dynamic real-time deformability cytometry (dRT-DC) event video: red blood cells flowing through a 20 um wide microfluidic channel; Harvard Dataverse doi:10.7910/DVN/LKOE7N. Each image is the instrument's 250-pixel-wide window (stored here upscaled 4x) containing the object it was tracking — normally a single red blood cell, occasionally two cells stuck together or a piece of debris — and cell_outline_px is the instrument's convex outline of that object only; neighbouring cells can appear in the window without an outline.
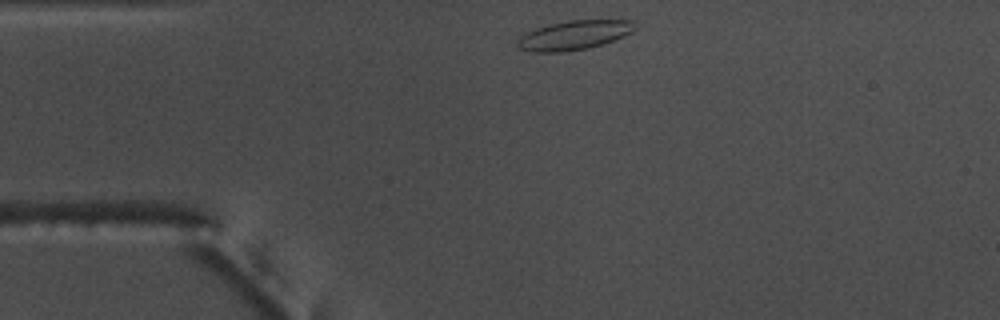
{"species": "common noctule bat (a hibernating species)", "species_latin": "Nyctalus noctula", "temperature_condition": "warm", "stored_images_in_passage": 33, "camera_frame_rate_fps": 3000, "um_per_image_px": 0.085, "animal": {"sex": "male", "body_mass_g": 17.5, "forearm_length_mm": 52.3}, "frame": {"image": 1, "passage_image": 1, "time_ms": 0.0, "image_size_px": [1000, 320], "cell_outline_px": [[640, 28], [624, 36], [588, 48], [560, 52], [528, 52], [516, 48], [516, 40], [520, 36], [536, 28], [568, 20], [632, 20]], "centroid_in_image_um": [48.79, 2.99], "position_along_channel_um": 36.2, "area_um2": 20.11}}
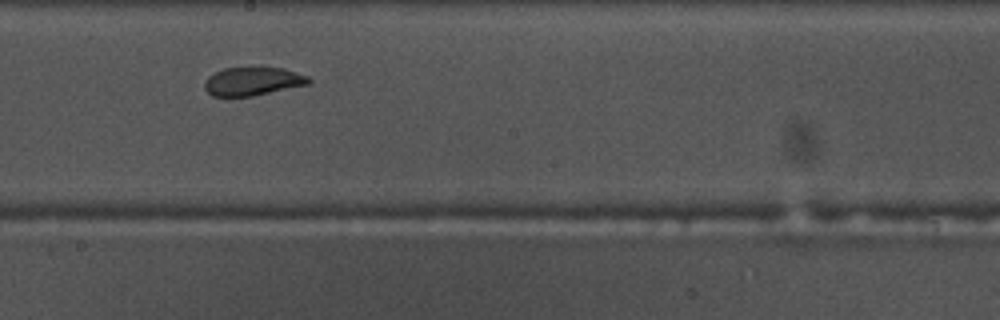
{"frame": {"image": 2, "passage_image": 19, "time_ms": 6.0, "image_size_px": [1000, 320], "cell_outline_px": [[312, 80], [308, 84], [252, 96], [212, 96], [204, 88], [204, 80], [208, 76], [224, 68], [256, 64], [284, 68], [308, 76]], "centroid_in_image_um": [21.47, 6.85], "position_along_channel_um": 226.7, "area_um2": 17.92}}
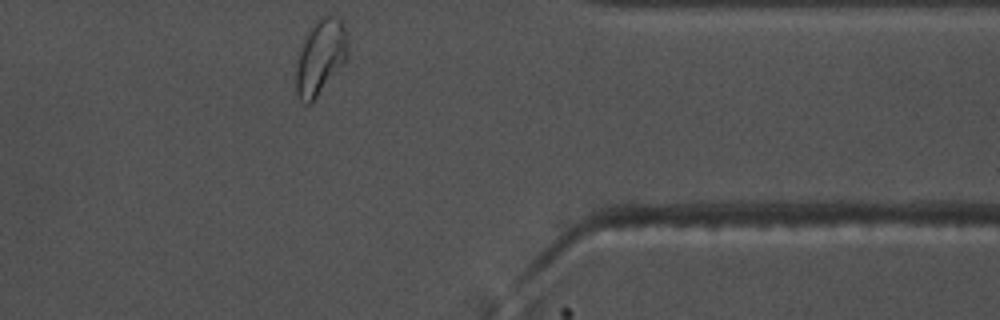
{"frame": {"image": 3, "passage_image": 33, "time_ms": 10.667, "image_size_px": [1000, 320], "cell_outline_px": [[348, 60], [316, 96], [308, 104], [304, 104], [300, 100], [296, 92], [296, 68], [304, 36], [312, 24], [324, 12], [328, 12], [344, 16], [348, 36]], "centroid_in_image_um": [27.31, 4.7], "position_along_channel_um": 384.1, "area_um2": 23.52}, "authors_computed_cell_mechanics": {"area_um2": 18.1492, "velocity_mm_per_s": 3.7201, "shape_relaxation_time_tau1_ms": 9.1601, "shape_relaxation_time_tau2_ms": 1.0909, "deformation_change_tau1": 0.1713, "deformation_change_tau2": 0.0626}}